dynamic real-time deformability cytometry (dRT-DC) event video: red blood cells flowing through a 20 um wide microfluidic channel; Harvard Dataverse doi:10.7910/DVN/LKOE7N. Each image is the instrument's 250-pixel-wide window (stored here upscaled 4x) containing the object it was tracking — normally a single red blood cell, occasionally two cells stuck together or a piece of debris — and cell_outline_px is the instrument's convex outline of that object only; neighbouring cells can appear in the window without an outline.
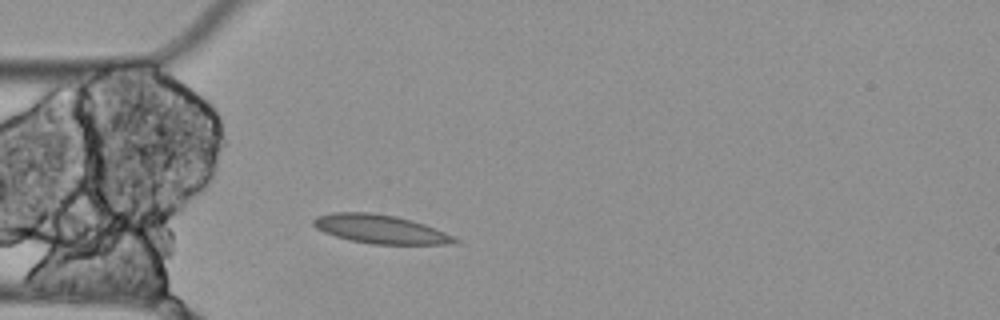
{"species": "Egyptian fruit bat (a non-hibernating species)", "species_latin": "Rousettus aegyptiacus", "temperature_condition": "cold", "stored_images_in_passage": 2, "camera_frame_rate_fps": 3000, "um_per_image_px": 0.085, "animal": {"sex": "female"}, "frame": {"image": 1, "passage_image": 2, "time_ms": 0.333, "image_size_px": [1000, 320], "cell_outline_px": [[460, 244], [372, 244], [348, 240], [324, 232], [316, 228], [312, 224], [312, 220], [316, 216], [332, 212], [368, 212], [396, 216], [412, 220], [424, 224], [456, 236], [460, 240]], "centroid_in_image_um": [32.36, 19.48], "position_along_channel_um": 52.6, "area_um2": 23.87}}